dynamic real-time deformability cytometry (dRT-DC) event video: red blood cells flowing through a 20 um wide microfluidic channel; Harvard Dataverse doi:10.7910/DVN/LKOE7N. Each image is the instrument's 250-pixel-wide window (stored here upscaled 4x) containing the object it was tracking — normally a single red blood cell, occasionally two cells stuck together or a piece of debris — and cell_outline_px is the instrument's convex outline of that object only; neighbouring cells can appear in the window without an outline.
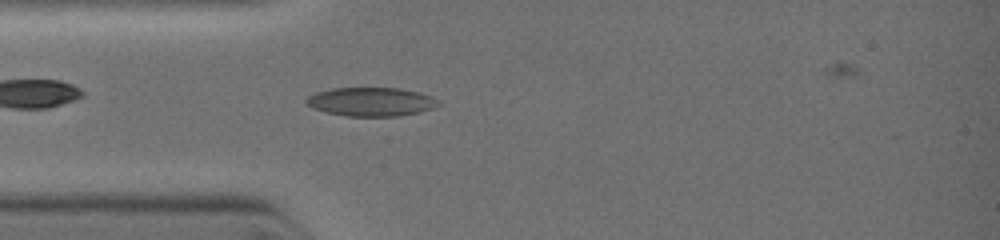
{"species": "common noctule bat (a hibernating species)", "species_latin": "Nyctalus noctula", "temperature_condition": "warm", "stored_images_in_passage": 9, "camera_frame_rate_fps": 3000, "um_per_image_px": 0.085, "animal": {"sex": "female", "body_mass_g": 19.0, "forearm_length_mm": 51.5}, "frame": {"image": 1, "passage_image": 7, "time_ms": 2.333, "image_size_px": [1000, 240], "cell_outline_px": [[440, 104], [432, 108], [416, 112], [396, 116], [348, 116], [328, 112], [312, 108], [304, 100], [308, 96], [316, 92], [332, 88], [400, 88], [432, 96], [440, 100]], "centroid_in_image_um": [31.53, 8.64], "position_along_channel_um": 53.5, "area_um2": 21.91}}